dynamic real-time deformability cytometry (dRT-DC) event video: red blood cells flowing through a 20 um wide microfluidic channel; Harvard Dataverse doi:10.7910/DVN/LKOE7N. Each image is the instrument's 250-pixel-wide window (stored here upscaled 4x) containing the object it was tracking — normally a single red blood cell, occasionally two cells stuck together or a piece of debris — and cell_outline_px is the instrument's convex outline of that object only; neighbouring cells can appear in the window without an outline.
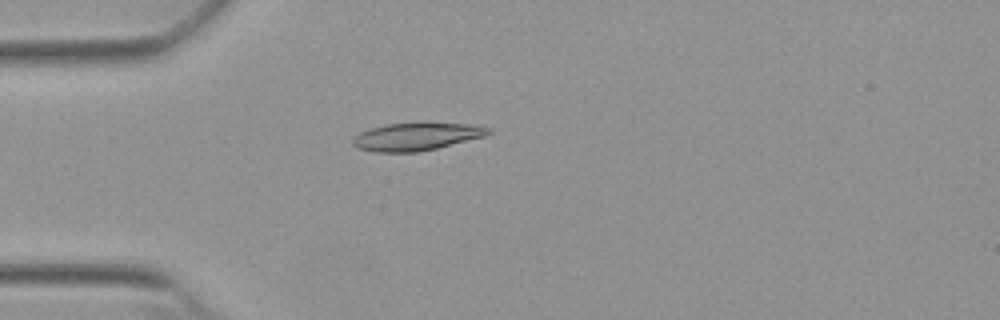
{"species": "Egyptian fruit bat (a non-hibernating species)", "species_latin": "Rousettus aegyptiacus", "temperature_condition": "warm", "stored_images_in_passage": 51, "camera_frame_rate_fps": 3000, "um_per_image_px": 0.085, "animal": {"sex": "female"}, "frame": {"image": 1, "passage_image": 13, "time_ms": 4.0, "image_size_px": [1000, 320], "cell_outline_px": [[492, 132], [484, 136], [436, 148], [416, 152], [372, 152], [356, 148], [352, 144], [352, 136], [360, 132], [372, 128], [388, 124], [424, 120], [476, 124], [492, 128]], "centroid_in_image_um": [35.42, 11.56], "position_along_channel_um": 49.6, "area_um2": 22.83}}
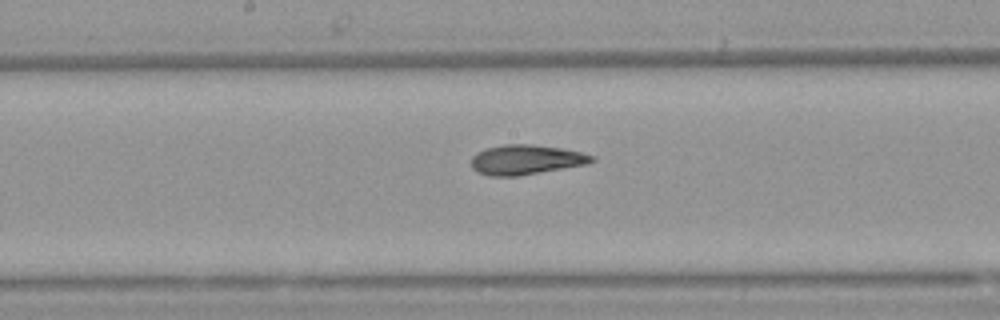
{"frame": {"image": 2, "passage_image": 26, "time_ms": 8.333, "image_size_px": [1000, 320], "cell_outline_px": [[596, 160], [588, 164], [516, 176], [488, 176], [476, 172], [472, 168], [472, 156], [476, 152], [488, 148], [504, 144], [532, 144], [560, 148], [580, 152], [596, 156]], "centroid_in_image_um": [44.7, 13.57], "position_along_channel_um": 203.5, "area_um2": 20.92}}
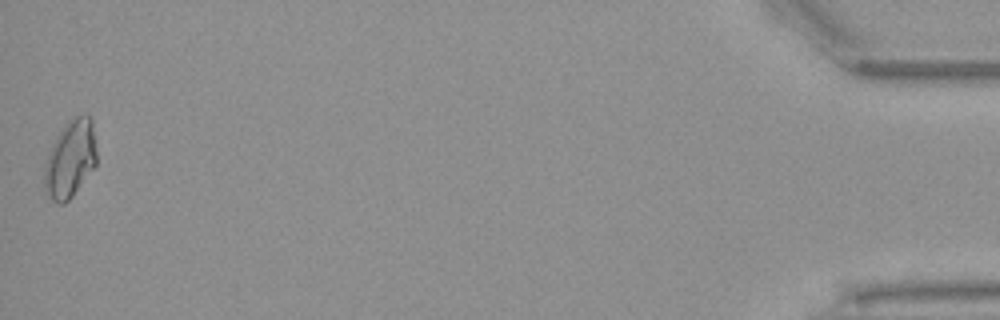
{"frame": {"image": 3, "passage_image": 51, "time_ms": 16.667, "image_size_px": [1000, 320], "cell_outline_px": [[96, 164], [72, 196], [64, 204], [56, 204], [44, 192], [44, 168], [48, 152], [56, 136], [64, 124], [68, 120], [84, 112], [92, 120], [96, 152]], "centroid_in_image_um": [5.95, 13.51], "position_along_channel_um": 429.3, "area_um2": 23.7}, "authors_computed_cell_mechanics": {"area_um2": 20.9236, "velocity_mm_per_s": 3.8495, "shape_relaxation_time_tau1_ms": 8.7524, "shape_relaxation_time_tau2_ms": 2.0335, "deformation_change_tau1": 0.2462, "deformation_change_tau2": 0.0836}}